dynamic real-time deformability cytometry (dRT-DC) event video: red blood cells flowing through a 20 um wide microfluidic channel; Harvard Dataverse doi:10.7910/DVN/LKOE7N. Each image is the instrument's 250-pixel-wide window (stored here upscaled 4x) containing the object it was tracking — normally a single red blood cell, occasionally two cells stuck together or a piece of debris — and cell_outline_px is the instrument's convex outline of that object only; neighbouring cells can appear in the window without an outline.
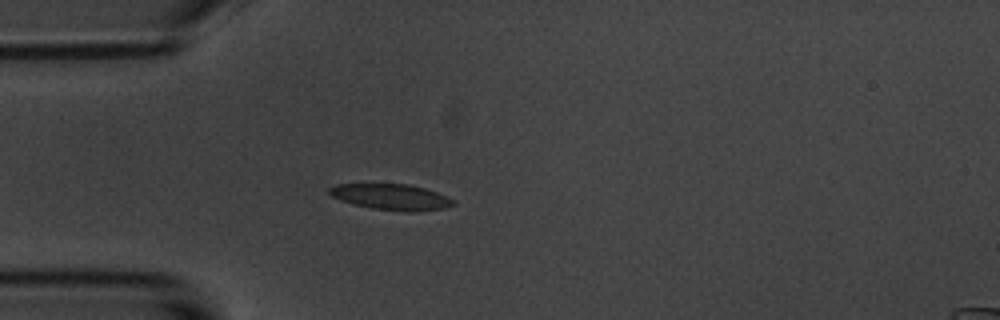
{"species": "common noctule bat (a hibernating species)", "species_latin": "Nyctalus noctula", "temperature_condition": "room temperature", "stored_images_in_passage": 42, "camera_frame_rate_fps": 3000, "um_per_image_px": 0.085, "animal": {"sex": "male", "body_mass_g": 20.1, "forearm_length_mm": 53.5}, "frame": {"image": 1, "passage_image": 1, "time_ms": 0.0, "image_size_px": [1000, 320], "cell_outline_px": [[456, 204], [444, 208], [412, 212], [408, 212], [372, 208], [340, 200], [332, 196], [328, 192], [328, 188], [336, 184], [408, 184], [424, 188], [436, 192], [452, 200]], "centroid_in_image_um": [33.22, 16.73], "position_along_channel_um": 51.8, "area_um2": 18.44}}
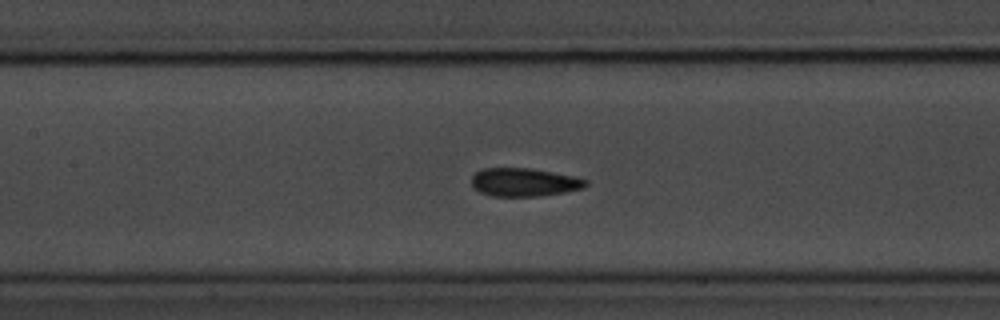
{"frame": {"image": 2, "passage_image": 11, "time_ms": 3.333, "image_size_px": [1000, 320], "cell_outline_px": [[588, 184], [584, 188], [564, 192], [540, 196], [492, 196], [480, 192], [472, 184], [472, 176], [476, 172], [484, 168], [532, 168], [576, 176], [588, 180]], "centroid_in_image_um": [44.6, 15.48], "position_along_channel_um": 162.8, "area_um2": 18.9}}
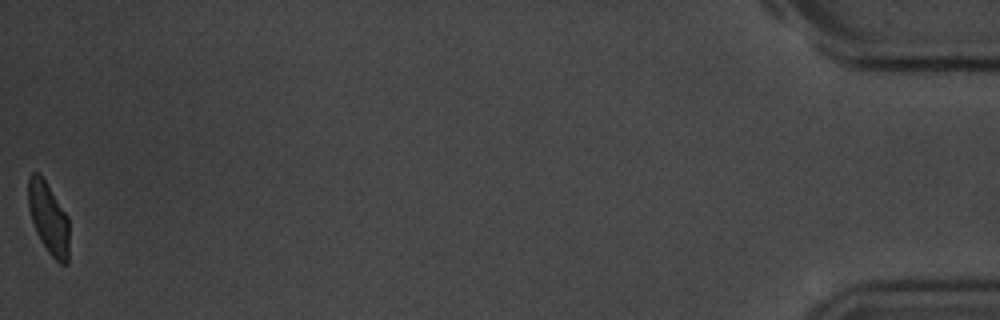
{"frame": {"image": 3, "passage_image": 42, "time_ms": 13.667, "image_size_px": [1000, 320], "cell_outline_px": [[68, 264], [60, 264], [48, 252], [40, 240], [36, 232], [28, 208], [28, 176], [32, 172], [36, 172], [44, 180], [68, 216]], "centroid_in_image_um": [4.11, 18.56], "position_along_channel_um": 431.1, "area_um2": 16.88}, "authors_computed_cell_mechanics": {"area_um2": 18.6116, "velocity_mm_per_s": 3.5517, "shape_relaxation_time_tau1_ms": 3.1122, "shape_relaxation_time_tau2_ms": 1.4011, "deformation_change_tau1": 0.1166, "deformation_change_tau2": 0.0766}}